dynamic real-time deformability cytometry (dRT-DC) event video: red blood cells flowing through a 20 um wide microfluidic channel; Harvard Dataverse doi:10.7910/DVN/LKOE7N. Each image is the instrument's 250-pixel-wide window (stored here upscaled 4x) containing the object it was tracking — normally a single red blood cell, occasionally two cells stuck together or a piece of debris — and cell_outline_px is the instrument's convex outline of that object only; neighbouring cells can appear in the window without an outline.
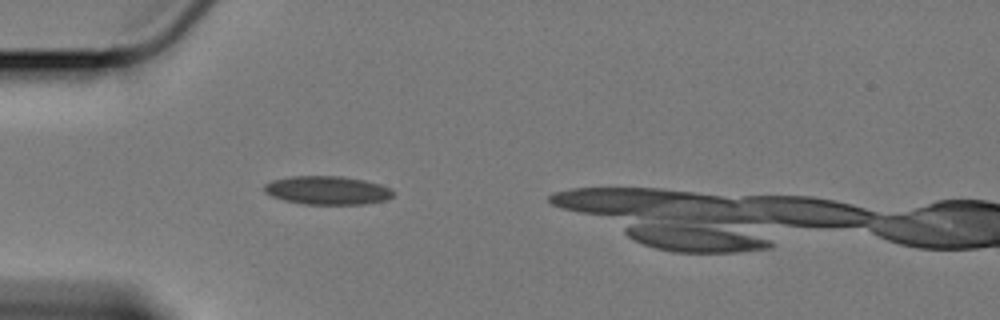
{"species": "Egyptian fruit bat (a non-hibernating species)", "species_latin": "Rousettus aegyptiacus", "temperature_condition": "cold", "stored_images_in_passage": 43, "camera_frame_rate_fps": 3000, "um_per_image_px": 0.085, "animal": {"sex": "female"}, "frame": {"image": 1, "passage_image": 9, "time_ms": 2.667, "image_size_px": [1000, 320], "cell_outline_px": [[396, 192], [388, 200], [364, 204], [304, 204], [284, 200], [272, 196], [264, 192], [264, 184], [272, 180], [288, 176], [340, 176], [364, 180], [380, 184]], "centroid_in_image_um": [27.82, 16.17], "position_along_channel_um": 57.2, "area_um2": 21.5}}
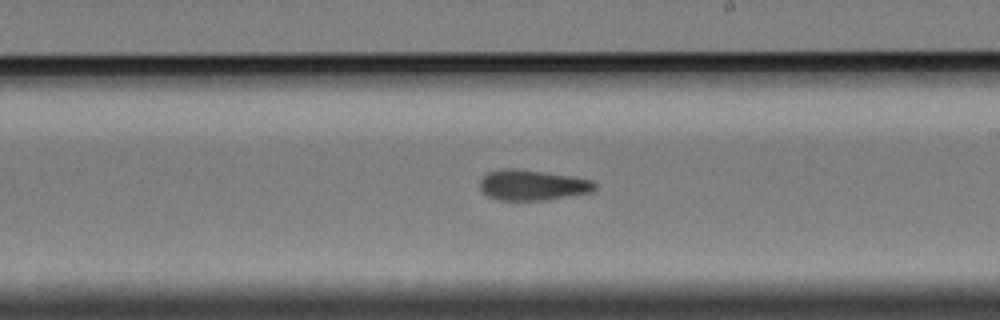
{"frame": {"image": 2, "passage_image": 26, "time_ms": 8.333, "image_size_px": [1000, 320], "cell_outline_px": [[596, 188], [592, 192], [548, 200], [496, 200], [488, 196], [480, 188], [480, 180], [488, 172], [508, 168], [516, 168], [572, 176], [592, 180], [596, 184]], "centroid_in_image_um": [45.27, 15.74], "position_along_channel_um": 243.7, "area_um2": 20.46}}
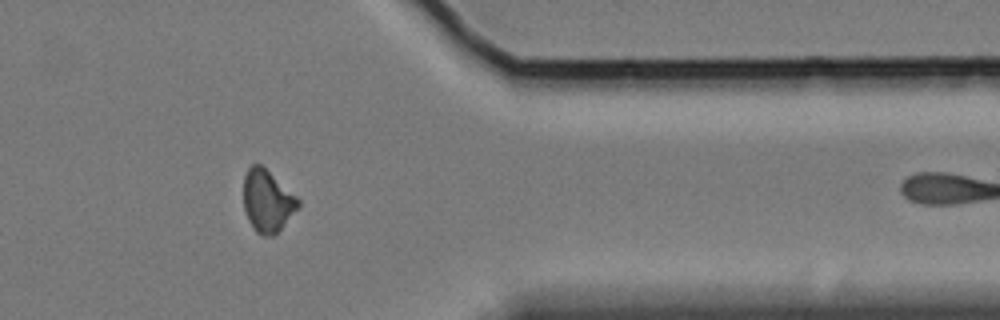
{"frame": {"image": 3, "passage_image": 40, "time_ms": 13.0, "image_size_px": [1000, 320], "cell_outline_px": [[300, 208], [272, 236], [264, 236], [256, 232], [248, 220], [244, 212], [244, 176], [248, 168], [252, 164], [260, 164], [296, 196], [300, 200]], "centroid_in_image_um": [22.72, 17.09], "position_along_channel_um": 388.7, "area_um2": 19.59}}